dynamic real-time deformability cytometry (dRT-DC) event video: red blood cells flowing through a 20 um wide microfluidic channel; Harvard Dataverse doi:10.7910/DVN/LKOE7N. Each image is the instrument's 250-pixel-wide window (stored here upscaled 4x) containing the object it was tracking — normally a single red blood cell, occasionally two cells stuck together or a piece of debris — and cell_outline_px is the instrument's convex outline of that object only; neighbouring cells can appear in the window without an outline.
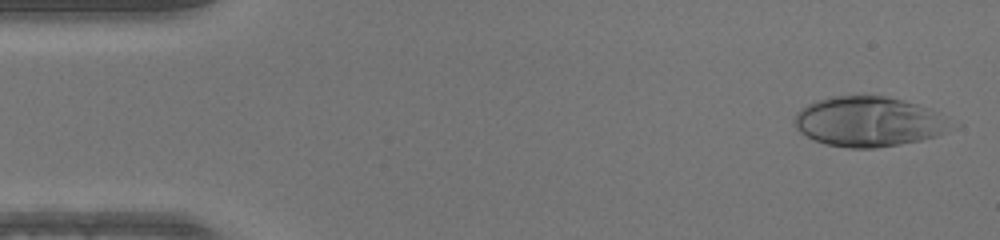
{"species": "human", "species_latin": "Homo sapiens", "temperature_condition": "warm", "stored_images_in_passage": 49, "camera_frame_rate_fps": 3000, "um_per_image_px": 0.085, "donor": {"sex": "male"}, "frame": {"image": 1, "passage_image": 2, "time_ms": 0.333, "image_size_px": [1000, 240], "cell_outline_px": [[944, 132], [936, 136], [920, 140], [876, 148], [852, 148], [828, 144], [816, 140], [800, 132], [796, 128], [796, 112], [800, 108], [816, 100], [832, 96], [860, 92], [888, 96], [904, 100], [932, 108]], "centroid_in_image_um": [73.67, 10.28], "position_along_channel_um": 11.3, "area_um2": 44.91}}
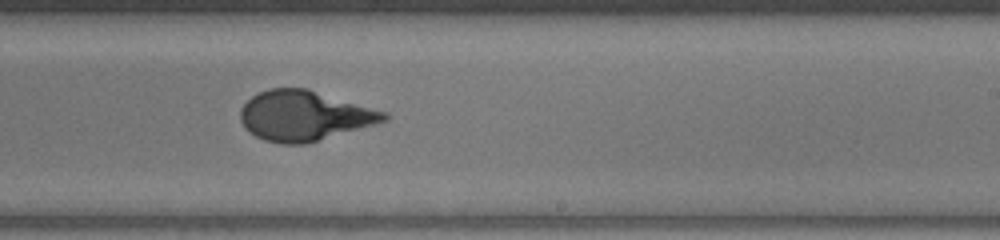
{"frame": {"image": 2, "passage_image": 29, "time_ms": 9.333, "image_size_px": [1000, 240], "cell_outline_px": [[388, 120], [304, 144], [280, 144], [264, 140], [248, 132], [244, 128], [240, 120], [240, 108], [252, 96], [268, 88], [308, 88], [388, 112]], "centroid_in_image_um": [25.84, 9.83], "position_along_channel_um": 263.2, "area_um2": 41.85}}
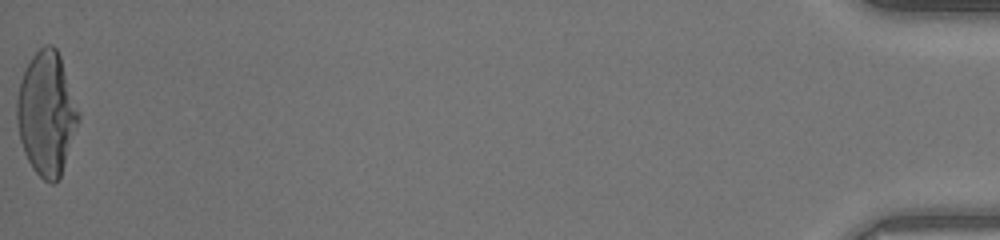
{"frame": {"image": 3, "passage_image": 49, "time_ms": 16.0, "image_size_px": [1000, 240], "cell_outline_px": [[80, 120], [60, 176], [52, 184], [44, 180], [32, 168], [24, 152], [20, 140], [16, 120], [16, 100], [20, 80], [32, 56], [44, 44], [52, 44], [56, 48], [60, 56], [80, 112]], "centroid_in_image_um": [3.95, 9.63], "position_along_channel_um": 431.2, "area_um2": 44.27}}